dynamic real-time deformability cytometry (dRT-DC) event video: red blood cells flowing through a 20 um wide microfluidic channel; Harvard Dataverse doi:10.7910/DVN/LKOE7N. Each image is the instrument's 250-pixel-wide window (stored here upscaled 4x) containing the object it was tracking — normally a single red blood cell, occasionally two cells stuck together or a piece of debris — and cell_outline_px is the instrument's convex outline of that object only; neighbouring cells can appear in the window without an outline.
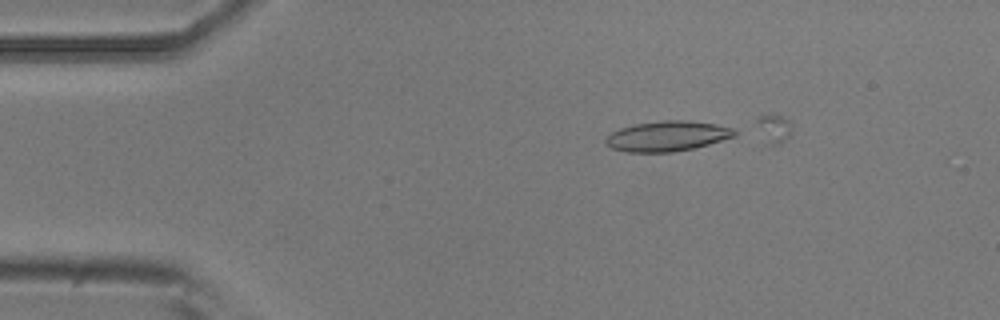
{"species": "common noctule bat (a hibernating species)", "species_latin": "Nyctalus noctula", "temperature_condition": "room temperature", "stored_images_in_passage": 5, "camera_frame_rate_fps": 3000, "um_per_image_px": 0.085, "animal": {"sex": "male", "body_mass_g": 20.5, "forearm_length_mm": 52.5}, "frame": {"image": 1, "passage_image": 2, "time_ms": 1.333, "image_size_px": [1000, 320], "cell_outline_px": [[736, 136], [708, 144], [692, 148], [672, 152], [624, 152], [612, 148], [604, 140], [612, 132], [620, 128], [632, 124], [660, 120], [688, 120], [716, 124], [732, 128], [736, 132]], "centroid_in_image_um": [56.71, 11.56], "position_along_channel_um": 28.3, "area_um2": 22.66}}
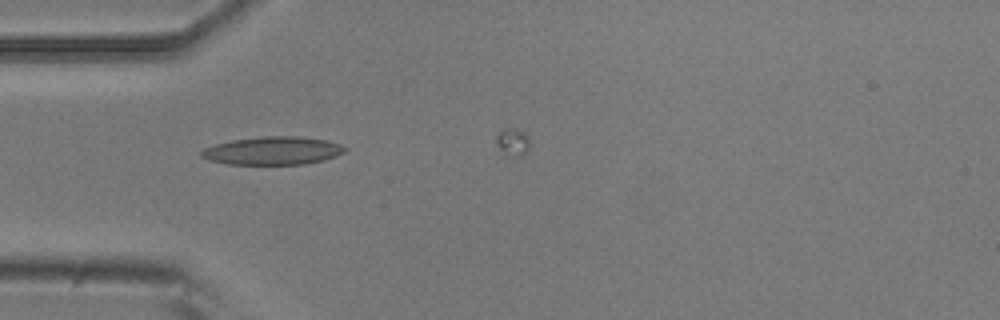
{"frame": {"image": 2, "passage_image": 4, "time_ms": 3.667, "image_size_px": [1000, 320], "cell_outline_px": [[348, 148], [344, 152], [336, 156], [324, 160], [304, 164], [228, 164], [208, 160], [200, 156], [200, 152], [204, 148], [216, 144], [232, 140], [260, 136], [300, 136], [324, 140], [340, 144]], "centroid_in_image_um": [23.18, 12.81], "position_along_channel_um": 61.8, "area_um2": 23.52}}
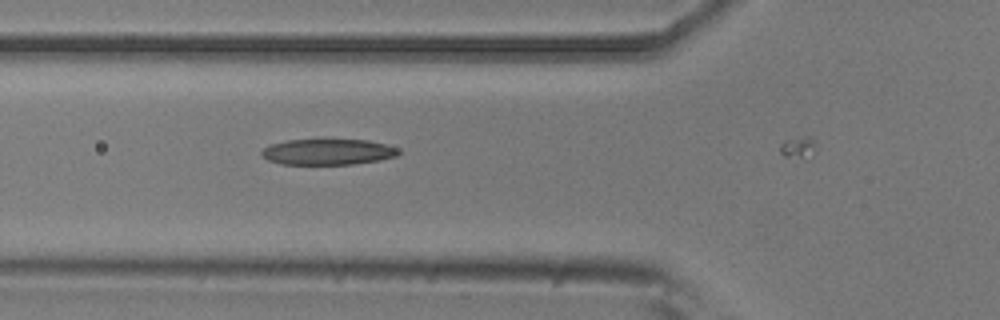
{"frame": {"image": 3, "passage_image": 5, "time_ms": 4.667, "image_size_px": [1000, 320], "cell_outline_px": [[400, 152], [396, 156], [380, 160], [352, 164], [280, 164], [268, 160], [260, 156], [260, 152], [268, 144], [288, 140], [368, 140], [384, 144], [396, 148]], "centroid_in_image_um": [27.8, 12.91], "position_along_channel_um": 98.0, "area_um2": 20.58}}